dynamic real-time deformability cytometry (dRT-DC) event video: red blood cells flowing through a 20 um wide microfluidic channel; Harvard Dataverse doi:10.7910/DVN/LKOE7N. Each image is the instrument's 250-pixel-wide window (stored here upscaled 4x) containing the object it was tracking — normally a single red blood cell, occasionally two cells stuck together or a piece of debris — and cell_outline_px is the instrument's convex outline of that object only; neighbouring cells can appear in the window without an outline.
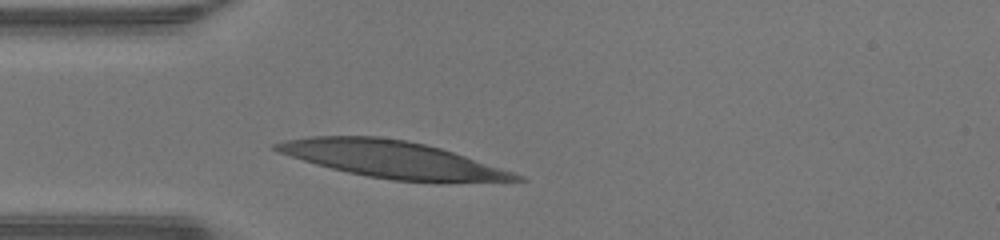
{"species": "human", "species_latin": "Homo sapiens", "temperature_condition": "warm", "stored_images_in_passage": 25, "camera_frame_rate_fps": 3000, "um_per_image_px": 0.085, "donor": {"sex": "male"}, "frame": {"image": 1, "passage_image": 1, "time_ms": 0.0, "image_size_px": [1000, 240], "cell_outline_px": [[528, 180], [440, 184], [392, 180], [368, 176], [348, 172], [316, 164], [280, 152], [272, 148], [272, 144], [284, 140], [308, 136], [380, 136], [404, 140], [424, 144], [440, 148], [524, 176]], "centroid_in_image_um": [33.41, 13.58], "position_along_channel_um": 51.6, "area_um2": 51.67}}
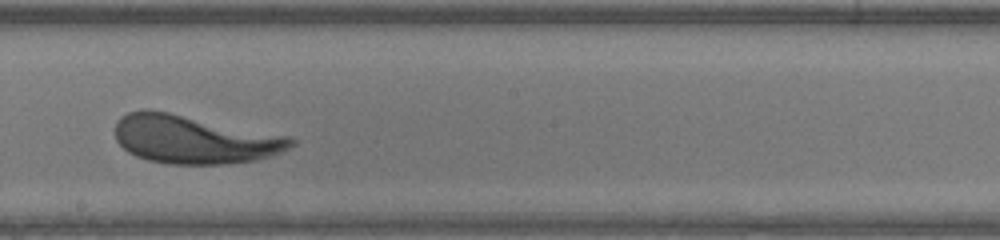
{"frame": {"image": 2, "passage_image": 14, "time_ms": 4.333, "image_size_px": [1000, 240], "cell_outline_px": [[296, 144], [272, 156], [256, 160], [224, 164], [168, 164], [148, 160], [136, 156], [128, 152], [116, 140], [116, 120], [120, 116], [128, 112], [144, 108], [148, 108], [288, 136], [296, 140]], "centroid_in_image_um": [16.47, 11.84], "position_along_channel_um": 231.7, "area_um2": 49.53}}
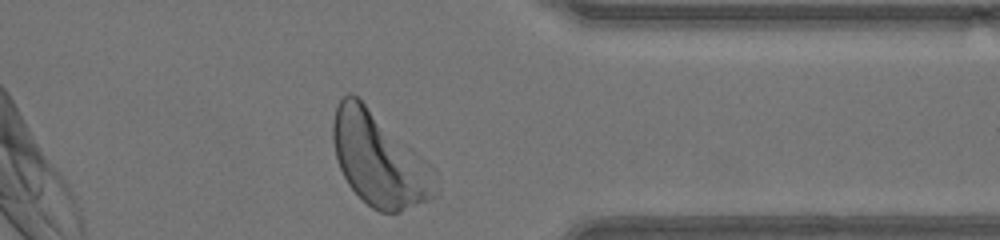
{"frame": {"image": 3, "passage_image": 25, "time_ms": 8.0, "image_size_px": [1000, 240], "cell_outline_px": [[436, 196], [432, 200], [400, 212], [380, 212], [372, 208], [348, 184], [340, 168], [336, 156], [332, 140], [332, 124], [336, 108], [340, 100], [348, 92], [352, 92], [364, 104]], "centroid_in_image_um": [31.85, 13.65], "position_along_channel_um": 379.6, "area_um2": 48.15}}